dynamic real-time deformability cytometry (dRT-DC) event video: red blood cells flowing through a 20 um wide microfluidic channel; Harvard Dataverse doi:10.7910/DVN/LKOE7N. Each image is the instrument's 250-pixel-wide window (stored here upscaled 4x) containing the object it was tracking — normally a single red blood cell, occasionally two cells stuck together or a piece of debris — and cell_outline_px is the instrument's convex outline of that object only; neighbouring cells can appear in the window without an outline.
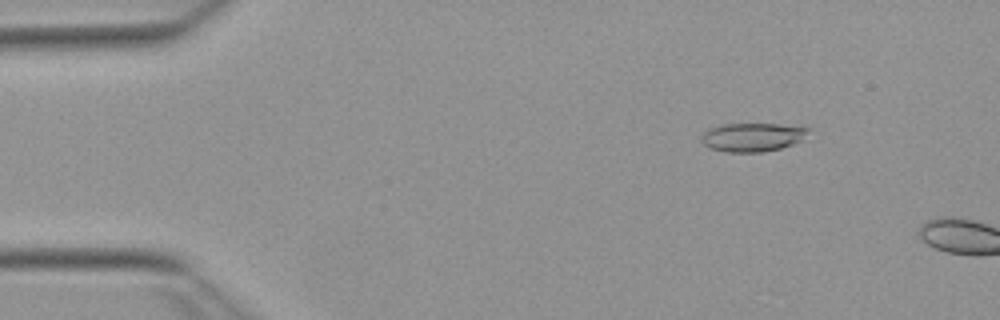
{"species": "Egyptian fruit bat (a non-hibernating species)", "species_latin": "Rousettus aegyptiacus", "temperature_condition": "warm", "stored_images_in_passage": 10, "camera_frame_rate_fps": 3000, "um_per_image_px": 0.085, "animal": {"sex": "female"}, "frame": {"image": 1, "passage_image": 7, "time_ms": 2.0, "image_size_px": [1000, 320], "cell_outline_px": [[812, 128], [800, 140], [792, 144], [780, 148], [764, 152], [724, 152], [712, 148], [704, 144], [700, 140], [700, 136], [708, 128], [724, 124], [780, 124]], "centroid_in_image_um": [63.93, 11.65], "position_along_channel_um": 21.1, "area_um2": 17.8}}